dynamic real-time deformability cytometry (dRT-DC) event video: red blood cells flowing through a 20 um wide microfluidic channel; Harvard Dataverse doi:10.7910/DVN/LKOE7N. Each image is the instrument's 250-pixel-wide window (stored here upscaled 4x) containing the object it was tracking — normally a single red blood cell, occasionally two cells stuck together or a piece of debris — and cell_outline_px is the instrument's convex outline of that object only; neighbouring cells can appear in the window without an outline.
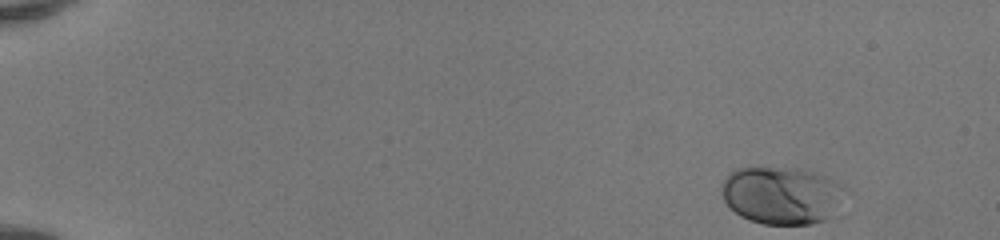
{"species": "human", "species_latin": "Homo sapiens", "temperature_condition": "room temperature", "stored_images_in_passage": 47, "camera_frame_rate_fps": 3000, "um_per_image_px": 0.085, "donor": {"sex": "female"}, "frame": {"image": 1, "passage_image": 1, "time_ms": 0.0, "image_size_px": [1000, 240], "cell_outline_px": [[852, 192], [832, 216], [824, 220], [812, 224], [764, 224], [740, 216], [724, 200], [724, 180], [736, 168], [800, 168], [836, 180], [848, 188]], "centroid_in_image_um": [66.6, 16.61], "position_along_channel_um": 18.4, "area_um2": 41.73}}
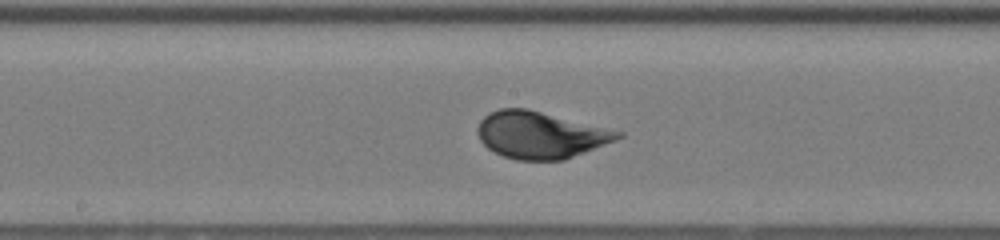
{"frame": {"image": 2, "passage_image": 25, "time_ms": 8.0, "image_size_px": [1000, 240], "cell_outline_px": [[624, 136], [616, 140], [564, 160], [516, 160], [504, 156], [488, 148], [480, 140], [476, 132], [476, 128], [480, 120], [488, 112], [500, 108], [528, 108], [624, 132]], "centroid_in_image_um": [45.92, 11.46], "position_along_channel_um": 202.3, "area_um2": 38.44}}
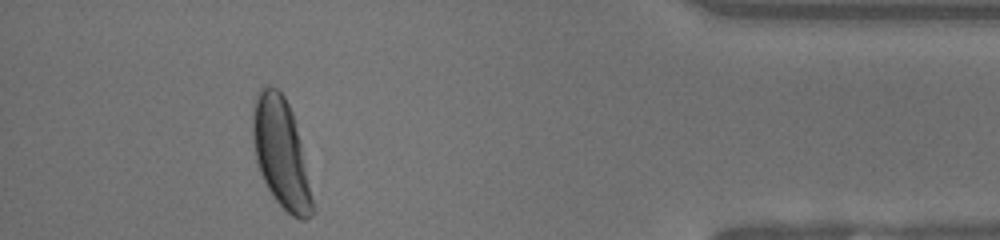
{"frame": {"image": 3, "passage_image": 43, "time_ms": 14.0, "image_size_px": [1000, 240], "cell_outline_px": [[316, 212], [312, 216], [304, 220], [300, 220], [292, 216], [272, 196], [260, 172], [256, 160], [252, 140], [252, 104], [256, 96], [264, 88], [272, 84], [284, 96], [292, 112], [316, 208]], "centroid_in_image_um": [23.89, 13.06], "position_along_channel_um": 411.3, "area_um2": 37.86}, "authors_computed_cell_mechanics": {"area_um2": 38.437, "velocity_mm_per_s": 4.1215, "shape_relaxation_time_tau1_ms": 2.4139, "shape_relaxation_time_tau2_ms": null, "deformation_change_tau1": 0.1294, "deformation_change_tau2": null}}